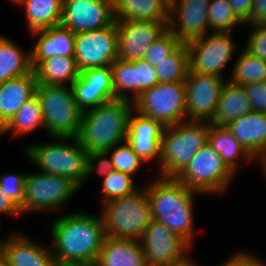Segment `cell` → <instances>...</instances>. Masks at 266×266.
Returning <instances> with one entry per match:
<instances>
[{
    "instance_id": "obj_40",
    "label": "cell",
    "mask_w": 266,
    "mask_h": 266,
    "mask_svg": "<svg viewBox=\"0 0 266 266\" xmlns=\"http://www.w3.org/2000/svg\"><path fill=\"white\" fill-rule=\"evenodd\" d=\"M252 29L244 49L253 56L266 61V26L254 25Z\"/></svg>"
},
{
    "instance_id": "obj_16",
    "label": "cell",
    "mask_w": 266,
    "mask_h": 266,
    "mask_svg": "<svg viewBox=\"0 0 266 266\" xmlns=\"http://www.w3.org/2000/svg\"><path fill=\"white\" fill-rule=\"evenodd\" d=\"M211 0H170L168 29L188 43L209 31L208 10Z\"/></svg>"
},
{
    "instance_id": "obj_6",
    "label": "cell",
    "mask_w": 266,
    "mask_h": 266,
    "mask_svg": "<svg viewBox=\"0 0 266 266\" xmlns=\"http://www.w3.org/2000/svg\"><path fill=\"white\" fill-rule=\"evenodd\" d=\"M103 206L101 217L106 235L111 238L139 241L153 220L146 188L107 201Z\"/></svg>"
},
{
    "instance_id": "obj_41",
    "label": "cell",
    "mask_w": 266,
    "mask_h": 266,
    "mask_svg": "<svg viewBox=\"0 0 266 266\" xmlns=\"http://www.w3.org/2000/svg\"><path fill=\"white\" fill-rule=\"evenodd\" d=\"M107 151L104 152H88L87 171L85 181L97 172L100 176L106 177L114 170L111 159L107 158ZM97 162V165H96Z\"/></svg>"
},
{
    "instance_id": "obj_5",
    "label": "cell",
    "mask_w": 266,
    "mask_h": 266,
    "mask_svg": "<svg viewBox=\"0 0 266 266\" xmlns=\"http://www.w3.org/2000/svg\"><path fill=\"white\" fill-rule=\"evenodd\" d=\"M24 151L41 172L67 177L79 188L85 182L88 152L76 137H53L50 144H31Z\"/></svg>"
},
{
    "instance_id": "obj_45",
    "label": "cell",
    "mask_w": 266,
    "mask_h": 266,
    "mask_svg": "<svg viewBox=\"0 0 266 266\" xmlns=\"http://www.w3.org/2000/svg\"><path fill=\"white\" fill-rule=\"evenodd\" d=\"M248 23L252 26H266V0H254L252 15Z\"/></svg>"
},
{
    "instance_id": "obj_11",
    "label": "cell",
    "mask_w": 266,
    "mask_h": 266,
    "mask_svg": "<svg viewBox=\"0 0 266 266\" xmlns=\"http://www.w3.org/2000/svg\"><path fill=\"white\" fill-rule=\"evenodd\" d=\"M231 33H207L186 43L190 72L222 77L223 69L237 50V44L234 43Z\"/></svg>"
},
{
    "instance_id": "obj_9",
    "label": "cell",
    "mask_w": 266,
    "mask_h": 266,
    "mask_svg": "<svg viewBox=\"0 0 266 266\" xmlns=\"http://www.w3.org/2000/svg\"><path fill=\"white\" fill-rule=\"evenodd\" d=\"M234 176L235 173L207 142L176 179L191 190L215 195L224 193Z\"/></svg>"
},
{
    "instance_id": "obj_31",
    "label": "cell",
    "mask_w": 266,
    "mask_h": 266,
    "mask_svg": "<svg viewBox=\"0 0 266 266\" xmlns=\"http://www.w3.org/2000/svg\"><path fill=\"white\" fill-rule=\"evenodd\" d=\"M29 32L58 25L61 22L63 0H24Z\"/></svg>"
},
{
    "instance_id": "obj_28",
    "label": "cell",
    "mask_w": 266,
    "mask_h": 266,
    "mask_svg": "<svg viewBox=\"0 0 266 266\" xmlns=\"http://www.w3.org/2000/svg\"><path fill=\"white\" fill-rule=\"evenodd\" d=\"M38 84L66 85L78 78V70L74 57L53 56L42 60L34 69Z\"/></svg>"
},
{
    "instance_id": "obj_50",
    "label": "cell",
    "mask_w": 266,
    "mask_h": 266,
    "mask_svg": "<svg viewBox=\"0 0 266 266\" xmlns=\"http://www.w3.org/2000/svg\"><path fill=\"white\" fill-rule=\"evenodd\" d=\"M3 261V241H0V264Z\"/></svg>"
},
{
    "instance_id": "obj_1",
    "label": "cell",
    "mask_w": 266,
    "mask_h": 266,
    "mask_svg": "<svg viewBox=\"0 0 266 266\" xmlns=\"http://www.w3.org/2000/svg\"><path fill=\"white\" fill-rule=\"evenodd\" d=\"M98 216L77 211L53 222L51 251L56 266L96 263L107 237L101 214Z\"/></svg>"
},
{
    "instance_id": "obj_44",
    "label": "cell",
    "mask_w": 266,
    "mask_h": 266,
    "mask_svg": "<svg viewBox=\"0 0 266 266\" xmlns=\"http://www.w3.org/2000/svg\"><path fill=\"white\" fill-rule=\"evenodd\" d=\"M235 16L243 23L248 24L252 15L254 0H228Z\"/></svg>"
},
{
    "instance_id": "obj_27",
    "label": "cell",
    "mask_w": 266,
    "mask_h": 266,
    "mask_svg": "<svg viewBox=\"0 0 266 266\" xmlns=\"http://www.w3.org/2000/svg\"><path fill=\"white\" fill-rule=\"evenodd\" d=\"M252 110L242 85L226 82L211 124L226 126Z\"/></svg>"
},
{
    "instance_id": "obj_43",
    "label": "cell",
    "mask_w": 266,
    "mask_h": 266,
    "mask_svg": "<svg viewBox=\"0 0 266 266\" xmlns=\"http://www.w3.org/2000/svg\"><path fill=\"white\" fill-rule=\"evenodd\" d=\"M220 266H266V263L249 252H237Z\"/></svg>"
},
{
    "instance_id": "obj_22",
    "label": "cell",
    "mask_w": 266,
    "mask_h": 266,
    "mask_svg": "<svg viewBox=\"0 0 266 266\" xmlns=\"http://www.w3.org/2000/svg\"><path fill=\"white\" fill-rule=\"evenodd\" d=\"M38 38L31 50V65L34 69L42 60L53 57H74L75 36L61 24L32 32Z\"/></svg>"
},
{
    "instance_id": "obj_29",
    "label": "cell",
    "mask_w": 266,
    "mask_h": 266,
    "mask_svg": "<svg viewBox=\"0 0 266 266\" xmlns=\"http://www.w3.org/2000/svg\"><path fill=\"white\" fill-rule=\"evenodd\" d=\"M32 71L31 50L23 52L12 39L0 35V83Z\"/></svg>"
},
{
    "instance_id": "obj_19",
    "label": "cell",
    "mask_w": 266,
    "mask_h": 266,
    "mask_svg": "<svg viewBox=\"0 0 266 266\" xmlns=\"http://www.w3.org/2000/svg\"><path fill=\"white\" fill-rule=\"evenodd\" d=\"M71 87L82 112L115 99L111 67L86 69Z\"/></svg>"
},
{
    "instance_id": "obj_38",
    "label": "cell",
    "mask_w": 266,
    "mask_h": 266,
    "mask_svg": "<svg viewBox=\"0 0 266 266\" xmlns=\"http://www.w3.org/2000/svg\"><path fill=\"white\" fill-rule=\"evenodd\" d=\"M182 42L167 29L145 52L143 59L153 67L172 54Z\"/></svg>"
},
{
    "instance_id": "obj_18",
    "label": "cell",
    "mask_w": 266,
    "mask_h": 266,
    "mask_svg": "<svg viewBox=\"0 0 266 266\" xmlns=\"http://www.w3.org/2000/svg\"><path fill=\"white\" fill-rule=\"evenodd\" d=\"M110 67L115 99L134 102L144 90L159 83L155 67L144 59L134 61L117 59Z\"/></svg>"
},
{
    "instance_id": "obj_3",
    "label": "cell",
    "mask_w": 266,
    "mask_h": 266,
    "mask_svg": "<svg viewBox=\"0 0 266 266\" xmlns=\"http://www.w3.org/2000/svg\"><path fill=\"white\" fill-rule=\"evenodd\" d=\"M133 102L114 99L82 112L77 139L87 152H104L126 141Z\"/></svg>"
},
{
    "instance_id": "obj_2",
    "label": "cell",
    "mask_w": 266,
    "mask_h": 266,
    "mask_svg": "<svg viewBox=\"0 0 266 266\" xmlns=\"http://www.w3.org/2000/svg\"><path fill=\"white\" fill-rule=\"evenodd\" d=\"M152 219L163 223L191 247L194 243V194L176 178L158 179L146 187ZM193 242V243H192Z\"/></svg>"
},
{
    "instance_id": "obj_48",
    "label": "cell",
    "mask_w": 266,
    "mask_h": 266,
    "mask_svg": "<svg viewBox=\"0 0 266 266\" xmlns=\"http://www.w3.org/2000/svg\"><path fill=\"white\" fill-rule=\"evenodd\" d=\"M261 164V168L263 170V174L266 176V154L262 155L260 158L257 159Z\"/></svg>"
},
{
    "instance_id": "obj_49",
    "label": "cell",
    "mask_w": 266,
    "mask_h": 266,
    "mask_svg": "<svg viewBox=\"0 0 266 266\" xmlns=\"http://www.w3.org/2000/svg\"><path fill=\"white\" fill-rule=\"evenodd\" d=\"M61 266H97L96 263H87V264H66Z\"/></svg>"
},
{
    "instance_id": "obj_46",
    "label": "cell",
    "mask_w": 266,
    "mask_h": 266,
    "mask_svg": "<svg viewBox=\"0 0 266 266\" xmlns=\"http://www.w3.org/2000/svg\"><path fill=\"white\" fill-rule=\"evenodd\" d=\"M20 207L13 202L2 190L0 186V214L19 215Z\"/></svg>"
},
{
    "instance_id": "obj_32",
    "label": "cell",
    "mask_w": 266,
    "mask_h": 266,
    "mask_svg": "<svg viewBox=\"0 0 266 266\" xmlns=\"http://www.w3.org/2000/svg\"><path fill=\"white\" fill-rule=\"evenodd\" d=\"M40 127H44V121L40 102L35 94L0 129V135L10 131L12 132V137H22Z\"/></svg>"
},
{
    "instance_id": "obj_14",
    "label": "cell",
    "mask_w": 266,
    "mask_h": 266,
    "mask_svg": "<svg viewBox=\"0 0 266 266\" xmlns=\"http://www.w3.org/2000/svg\"><path fill=\"white\" fill-rule=\"evenodd\" d=\"M147 266H164L187 256L192 247L163 223L152 220L139 240Z\"/></svg>"
},
{
    "instance_id": "obj_20",
    "label": "cell",
    "mask_w": 266,
    "mask_h": 266,
    "mask_svg": "<svg viewBox=\"0 0 266 266\" xmlns=\"http://www.w3.org/2000/svg\"><path fill=\"white\" fill-rule=\"evenodd\" d=\"M165 126L154 119L145 117L134 109L128 119L126 141L144 161L157 160L160 166V147Z\"/></svg>"
},
{
    "instance_id": "obj_8",
    "label": "cell",
    "mask_w": 266,
    "mask_h": 266,
    "mask_svg": "<svg viewBox=\"0 0 266 266\" xmlns=\"http://www.w3.org/2000/svg\"><path fill=\"white\" fill-rule=\"evenodd\" d=\"M133 109L145 117L161 122L165 127L186 121L185 83H158L136 98Z\"/></svg>"
},
{
    "instance_id": "obj_39",
    "label": "cell",
    "mask_w": 266,
    "mask_h": 266,
    "mask_svg": "<svg viewBox=\"0 0 266 266\" xmlns=\"http://www.w3.org/2000/svg\"><path fill=\"white\" fill-rule=\"evenodd\" d=\"M27 173H8L0 175V186L3 192L20 208L24 204L25 180Z\"/></svg>"
},
{
    "instance_id": "obj_30",
    "label": "cell",
    "mask_w": 266,
    "mask_h": 266,
    "mask_svg": "<svg viewBox=\"0 0 266 266\" xmlns=\"http://www.w3.org/2000/svg\"><path fill=\"white\" fill-rule=\"evenodd\" d=\"M208 144L218 153L226 165L234 172L238 170V160H255L229 132L226 126H218L210 123Z\"/></svg>"
},
{
    "instance_id": "obj_47",
    "label": "cell",
    "mask_w": 266,
    "mask_h": 266,
    "mask_svg": "<svg viewBox=\"0 0 266 266\" xmlns=\"http://www.w3.org/2000/svg\"><path fill=\"white\" fill-rule=\"evenodd\" d=\"M190 256H186L184 259L177 261L175 263H171L164 266H191V258Z\"/></svg>"
},
{
    "instance_id": "obj_23",
    "label": "cell",
    "mask_w": 266,
    "mask_h": 266,
    "mask_svg": "<svg viewBox=\"0 0 266 266\" xmlns=\"http://www.w3.org/2000/svg\"><path fill=\"white\" fill-rule=\"evenodd\" d=\"M226 128L255 160L266 154V113L251 110Z\"/></svg>"
},
{
    "instance_id": "obj_53",
    "label": "cell",
    "mask_w": 266,
    "mask_h": 266,
    "mask_svg": "<svg viewBox=\"0 0 266 266\" xmlns=\"http://www.w3.org/2000/svg\"><path fill=\"white\" fill-rule=\"evenodd\" d=\"M195 261H193L192 259H191V266H196L195 264L196 263H194ZM220 266V265H219Z\"/></svg>"
},
{
    "instance_id": "obj_51",
    "label": "cell",
    "mask_w": 266,
    "mask_h": 266,
    "mask_svg": "<svg viewBox=\"0 0 266 266\" xmlns=\"http://www.w3.org/2000/svg\"><path fill=\"white\" fill-rule=\"evenodd\" d=\"M11 1H13L14 3L18 4L19 6H21L23 4L24 0H11Z\"/></svg>"
},
{
    "instance_id": "obj_36",
    "label": "cell",
    "mask_w": 266,
    "mask_h": 266,
    "mask_svg": "<svg viewBox=\"0 0 266 266\" xmlns=\"http://www.w3.org/2000/svg\"><path fill=\"white\" fill-rule=\"evenodd\" d=\"M136 187L133 176L112 170L103 178L102 192L104 193V203L132 194L138 190Z\"/></svg>"
},
{
    "instance_id": "obj_52",
    "label": "cell",
    "mask_w": 266,
    "mask_h": 266,
    "mask_svg": "<svg viewBox=\"0 0 266 266\" xmlns=\"http://www.w3.org/2000/svg\"><path fill=\"white\" fill-rule=\"evenodd\" d=\"M0 266H8V265L4 261H2Z\"/></svg>"
},
{
    "instance_id": "obj_42",
    "label": "cell",
    "mask_w": 266,
    "mask_h": 266,
    "mask_svg": "<svg viewBox=\"0 0 266 266\" xmlns=\"http://www.w3.org/2000/svg\"><path fill=\"white\" fill-rule=\"evenodd\" d=\"M252 111L266 113V81L243 85Z\"/></svg>"
},
{
    "instance_id": "obj_34",
    "label": "cell",
    "mask_w": 266,
    "mask_h": 266,
    "mask_svg": "<svg viewBox=\"0 0 266 266\" xmlns=\"http://www.w3.org/2000/svg\"><path fill=\"white\" fill-rule=\"evenodd\" d=\"M231 78L227 79L236 85L266 81V61L247 52L244 48L235 61Z\"/></svg>"
},
{
    "instance_id": "obj_37",
    "label": "cell",
    "mask_w": 266,
    "mask_h": 266,
    "mask_svg": "<svg viewBox=\"0 0 266 266\" xmlns=\"http://www.w3.org/2000/svg\"><path fill=\"white\" fill-rule=\"evenodd\" d=\"M107 153L111 155L110 159L114 170L131 176L144 163L127 141L115 145Z\"/></svg>"
},
{
    "instance_id": "obj_21",
    "label": "cell",
    "mask_w": 266,
    "mask_h": 266,
    "mask_svg": "<svg viewBox=\"0 0 266 266\" xmlns=\"http://www.w3.org/2000/svg\"><path fill=\"white\" fill-rule=\"evenodd\" d=\"M21 235L11 233L3 241V261L8 266H56L53 248Z\"/></svg>"
},
{
    "instance_id": "obj_33",
    "label": "cell",
    "mask_w": 266,
    "mask_h": 266,
    "mask_svg": "<svg viewBox=\"0 0 266 266\" xmlns=\"http://www.w3.org/2000/svg\"><path fill=\"white\" fill-rule=\"evenodd\" d=\"M159 83L184 82L190 71L189 52L182 43L172 54L155 66Z\"/></svg>"
},
{
    "instance_id": "obj_35",
    "label": "cell",
    "mask_w": 266,
    "mask_h": 266,
    "mask_svg": "<svg viewBox=\"0 0 266 266\" xmlns=\"http://www.w3.org/2000/svg\"><path fill=\"white\" fill-rule=\"evenodd\" d=\"M208 11L211 32H232L235 26L244 25L235 16L228 0H211Z\"/></svg>"
},
{
    "instance_id": "obj_10",
    "label": "cell",
    "mask_w": 266,
    "mask_h": 266,
    "mask_svg": "<svg viewBox=\"0 0 266 266\" xmlns=\"http://www.w3.org/2000/svg\"><path fill=\"white\" fill-rule=\"evenodd\" d=\"M79 189L64 176L43 172L29 173L25 180V198L21 212H53L63 207Z\"/></svg>"
},
{
    "instance_id": "obj_15",
    "label": "cell",
    "mask_w": 266,
    "mask_h": 266,
    "mask_svg": "<svg viewBox=\"0 0 266 266\" xmlns=\"http://www.w3.org/2000/svg\"><path fill=\"white\" fill-rule=\"evenodd\" d=\"M115 21L112 0H63L60 24L75 34L99 30Z\"/></svg>"
},
{
    "instance_id": "obj_17",
    "label": "cell",
    "mask_w": 266,
    "mask_h": 266,
    "mask_svg": "<svg viewBox=\"0 0 266 266\" xmlns=\"http://www.w3.org/2000/svg\"><path fill=\"white\" fill-rule=\"evenodd\" d=\"M117 58L125 61L143 59L145 52L167 29L168 22L116 20Z\"/></svg>"
},
{
    "instance_id": "obj_7",
    "label": "cell",
    "mask_w": 266,
    "mask_h": 266,
    "mask_svg": "<svg viewBox=\"0 0 266 266\" xmlns=\"http://www.w3.org/2000/svg\"><path fill=\"white\" fill-rule=\"evenodd\" d=\"M37 84L44 128L49 137H77L82 111L78 108L72 87Z\"/></svg>"
},
{
    "instance_id": "obj_4",
    "label": "cell",
    "mask_w": 266,
    "mask_h": 266,
    "mask_svg": "<svg viewBox=\"0 0 266 266\" xmlns=\"http://www.w3.org/2000/svg\"><path fill=\"white\" fill-rule=\"evenodd\" d=\"M210 123L182 121L165 127L160 147L159 175L177 178L208 142Z\"/></svg>"
},
{
    "instance_id": "obj_25",
    "label": "cell",
    "mask_w": 266,
    "mask_h": 266,
    "mask_svg": "<svg viewBox=\"0 0 266 266\" xmlns=\"http://www.w3.org/2000/svg\"><path fill=\"white\" fill-rule=\"evenodd\" d=\"M97 266H147L140 241L106 237Z\"/></svg>"
},
{
    "instance_id": "obj_24",
    "label": "cell",
    "mask_w": 266,
    "mask_h": 266,
    "mask_svg": "<svg viewBox=\"0 0 266 266\" xmlns=\"http://www.w3.org/2000/svg\"><path fill=\"white\" fill-rule=\"evenodd\" d=\"M37 84L34 70L0 83V129L35 95Z\"/></svg>"
},
{
    "instance_id": "obj_12",
    "label": "cell",
    "mask_w": 266,
    "mask_h": 266,
    "mask_svg": "<svg viewBox=\"0 0 266 266\" xmlns=\"http://www.w3.org/2000/svg\"><path fill=\"white\" fill-rule=\"evenodd\" d=\"M117 48L116 21L99 30L76 34L74 58L78 70L110 67L118 59Z\"/></svg>"
},
{
    "instance_id": "obj_13",
    "label": "cell",
    "mask_w": 266,
    "mask_h": 266,
    "mask_svg": "<svg viewBox=\"0 0 266 266\" xmlns=\"http://www.w3.org/2000/svg\"><path fill=\"white\" fill-rule=\"evenodd\" d=\"M227 81L220 76L189 71L188 77L184 81L186 87V120L210 123Z\"/></svg>"
},
{
    "instance_id": "obj_26",
    "label": "cell",
    "mask_w": 266,
    "mask_h": 266,
    "mask_svg": "<svg viewBox=\"0 0 266 266\" xmlns=\"http://www.w3.org/2000/svg\"><path fill=\"white\" fill-rule=\"evenodd\" d=\"M116 20L168 22L170 0H112Z\"/></svg>"
}]
</instances>
